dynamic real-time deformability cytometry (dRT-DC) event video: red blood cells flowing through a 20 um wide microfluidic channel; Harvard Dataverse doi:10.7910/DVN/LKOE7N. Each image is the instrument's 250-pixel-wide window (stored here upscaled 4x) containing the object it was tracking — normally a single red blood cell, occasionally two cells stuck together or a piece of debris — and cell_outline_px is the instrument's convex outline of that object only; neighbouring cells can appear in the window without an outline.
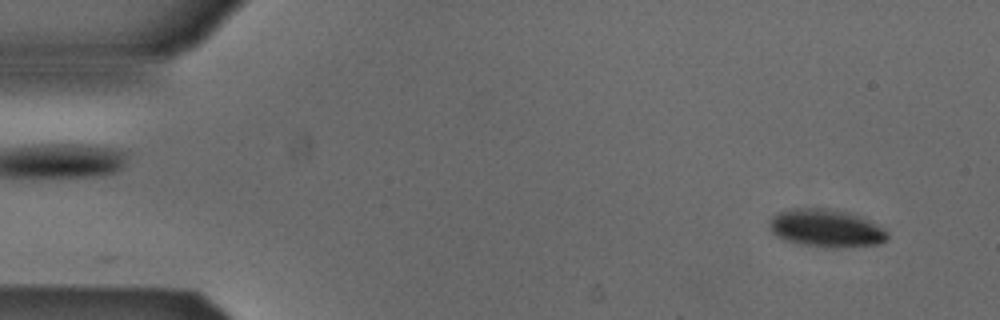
{"species": "Egyptian fruit bat (a non-hibernating species)", "species_latin": "Rousettus aegyptiacus", "temperature_condition": "cold", "stored_images_in_passage": 4, "camera_frame_rate_fps": 3000, "um_per_image_px": 0.085, "animal": {"sex": "male"}, "frame": {"image": 1, "passage_image": 1, "time_ms": 0.0, "image_size_px": [1000, 320], "cell_outline_px": [[888, 240], [876, 244], [836, 248], [828, 248], [796, 244], [784, 240], [776, 236], [768, 228], [772, 220], [780, 212], [792, 208], [828, 208], [848, 212], [860, 216], [868, 220], [888, 232]], "centroid_in_image_um": [70.21, 19.41], "position_along_channel_um": 14.8, "area_um2": 26.01}}
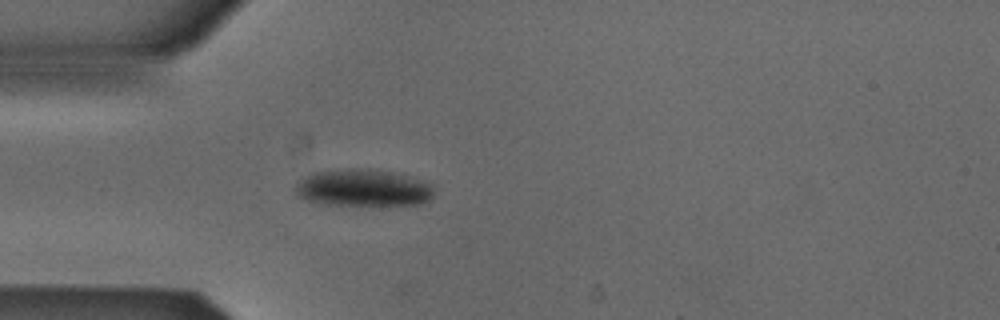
{"frame": {"image": 2, "passage_image": 4, "time_ms": 1.0, "image_size_px": [1000, 320], "cell_outline_px": [[432, 196], [428, 200], [420, 204], [320, 204], [296, 196], [296, 184], [300, 176], [312, 172], [348, 168], [368, 168], [392, 172], [408, 176], [420, 180], [428, 184], [432, 188]], "centroid_in_image_um": [30.76, 15.94], "position_along_channel_um": 54.2, "area_um2": 29.77}}